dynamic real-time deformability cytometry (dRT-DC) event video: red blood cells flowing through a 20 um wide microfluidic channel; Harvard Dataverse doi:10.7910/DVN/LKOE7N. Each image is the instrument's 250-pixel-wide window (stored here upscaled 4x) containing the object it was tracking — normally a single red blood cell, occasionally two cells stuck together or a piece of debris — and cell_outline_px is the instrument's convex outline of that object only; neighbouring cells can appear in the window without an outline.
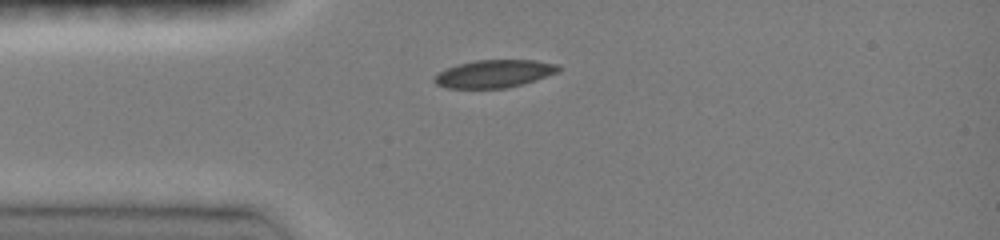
{"species": "common noctule bat (a hibernating species)", "species_latin": "Nyctalus noctula", "temperature_condition": "room temperature", "stored_images_in_passage": 33, "camera_frame_rate_fps": 3000, "um_per_image_px": 0.085, "animal": {"sex": "female", "body_mass_g": 19.0, "forearm_length_mm": 51.5}, "frame": {"image": 1, "passage_image": 1, "time_ms": 0.0, "image_size_px": [1000, 240], "cell_outline_px": [[564, 68], [560, 72], [524, 84], [504, 88], [448, 88], [436, 84], [432, 80], [432, 76], [448, 68], [460, 64], [476, 60], [536, 60], [560, 64]], "centroid_in_image_um": [42.08, 6.26], "position_along_channel_um": 42.9, "area_um2": 20.29}}
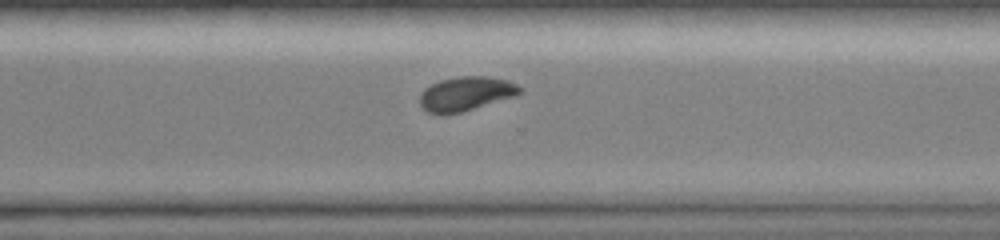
{"frame": {"image": 2, "passage_image": 23, "time_ms": 7.333, "image_size_px": [1000, 240], "cell_outline_px": [[524, 92], [516, 96], [460, 112], [440, 116], [428, 112], [420, 104], [420, 92], [424, 88], [440, 80], [456, 76], [488, 76], [508, 80], [516, 84]], "centroid_in_image_um": [39.59, 7.97], "position_along_channel_um": 331.0, "area_um2": 20.11}}
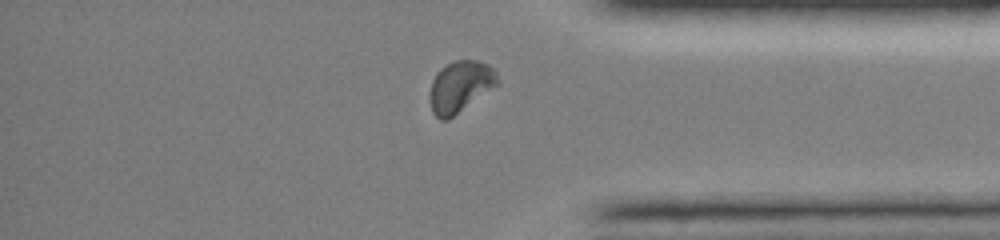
{"frame": {"image": 3, "passage_image": 28, "time_ms": 9.0, "image_size_px": [1000, 240], "cell_outline_px": [[500, 84], [448, 120], [440, 120], [432, 112], [428, 96], [428, 92], [432, 80], [436, 72], [444, 64], [456, 60], [476, 60], [488, 64], [496, 72], [500, 80]], "centroid_in_image_um": [39.1, 7.36], "position_along_channel_um": 396.1, "area_um2": 20.81}, "authors_computed_cell_mechanics": {"area_um2": 20.4612, "velocity_mm_per_s": 4.1045, "shape_relaxation_time_tau1_ms": 3.4188, "shape_relaxation_time_tau2_ms": 5.7739, "deformation_change_tau1": 0.1346, "deformation_change_tau2": 0.0472}}